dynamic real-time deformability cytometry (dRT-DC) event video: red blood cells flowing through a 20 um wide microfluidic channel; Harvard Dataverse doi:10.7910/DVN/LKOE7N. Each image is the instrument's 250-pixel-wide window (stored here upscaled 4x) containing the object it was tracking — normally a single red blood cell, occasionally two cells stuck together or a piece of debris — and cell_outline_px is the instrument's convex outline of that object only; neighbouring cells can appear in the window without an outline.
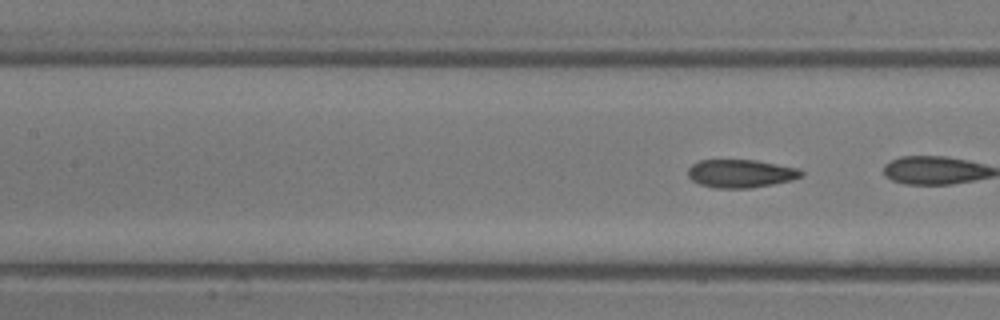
{"species": "common noctule bat (a hibernating species)", "species_latin": "Nyctalus noctula", "temperature_condition": "room temperature", "stored_images_in_passage": 5, "camera_frame_rate_fps": 3000, "um_per_image_px": 0.085, "animal": {"sex": "male", "body_mass_g": 13.3}, "frame": {"image": 1, "passage_image": 5, "time_ms": 4.667, "image_size_px": [1000, 320], "cell_outline_px": [[804, 172], [800, 176], [792, 180], [772, 184], [748, 188], [716, 188], [700, 184], [692, 180], [688, 176], [688, 168], [692, 164], [700, 160], [756, 160], [800, 168]], "centroid_in_image_um": [62.96, 14.74], "position_along_channel_um": 144.4, "area_um2": 18.55}}